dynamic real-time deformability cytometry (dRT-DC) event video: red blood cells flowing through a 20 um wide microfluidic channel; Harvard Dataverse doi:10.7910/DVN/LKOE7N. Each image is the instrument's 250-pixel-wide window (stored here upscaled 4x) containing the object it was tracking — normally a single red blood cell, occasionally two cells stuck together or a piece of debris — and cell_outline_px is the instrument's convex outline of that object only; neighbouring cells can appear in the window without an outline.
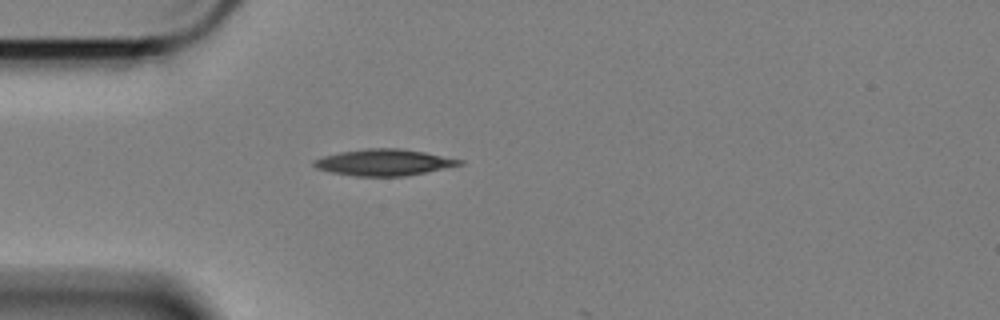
{"species": "Egyptian fruit bat (a non-hibernating species)", "species_latin": "Rousettus aegyptiacus", "temperature_condition": "cold", "stored_images_in_passage": 2, "camera_frame_rate_fps": 3000, "um_per_image_px": 0.085, "animal": {"sex": "female"}, "frame": {"image": 1, "passage_image": 1, "time_ms": 0.0, "image_size_px": [1000, 320], "cell_outline_px": [[464, 164], [404, 176], [356, 176], [332, 172], [316, 168], [312, 164], [312, 160], [324, 156], [340, 152], [368, 148], [396, 148], [424, 152], [464, 160]], "centroid_in_image_um": [32.62, 13.8], "position_along_channel_um": 52.4, "area_um2": 22.14}}